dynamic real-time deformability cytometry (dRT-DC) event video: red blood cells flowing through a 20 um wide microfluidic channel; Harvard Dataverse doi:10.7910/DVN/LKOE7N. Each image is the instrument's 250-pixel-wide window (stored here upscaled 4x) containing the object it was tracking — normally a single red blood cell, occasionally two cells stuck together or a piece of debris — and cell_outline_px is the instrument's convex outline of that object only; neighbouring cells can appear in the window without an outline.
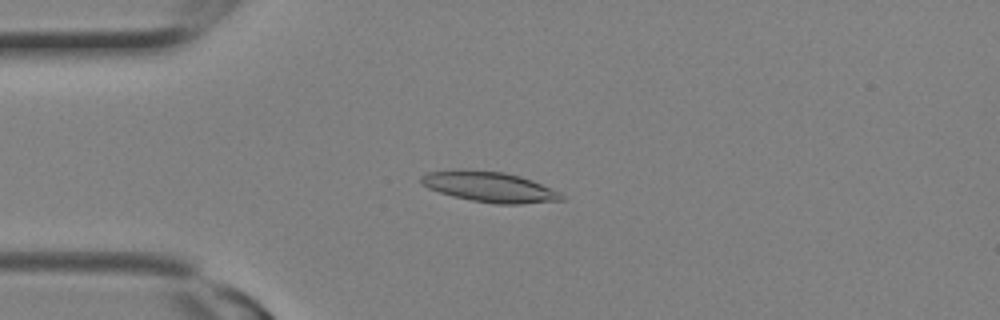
{"species": "Egyptian fruit bat (a non-hibernating species)", "species_latin": "Rousettus aegyptiacus", "temperature_condition": "room temperature", "stored_images_in_passage": 6, "camera_frame_rate_fps": 3000, "um_per_image_px": 0.085, "animal": {"sex": "female"}, "frame": {"image": 1, "passage_image": 5, "time_ms": 1.333, "image_size_px": [1000, 320], "cell_outline_px": [[564, 200], [520, 204], [496, 204], [472, 200], [452, 196], [428, 188], [420, 180], [420, 176], [428, 172], [456, 168], [464, 168], [504, 172], [520, 176], [532, 180], [560, 192], [564, 196]], "centroid_in_image_um": [41.59, 15.86], "position_along_channel_um": 43.4, "area_um2": 25.09}}